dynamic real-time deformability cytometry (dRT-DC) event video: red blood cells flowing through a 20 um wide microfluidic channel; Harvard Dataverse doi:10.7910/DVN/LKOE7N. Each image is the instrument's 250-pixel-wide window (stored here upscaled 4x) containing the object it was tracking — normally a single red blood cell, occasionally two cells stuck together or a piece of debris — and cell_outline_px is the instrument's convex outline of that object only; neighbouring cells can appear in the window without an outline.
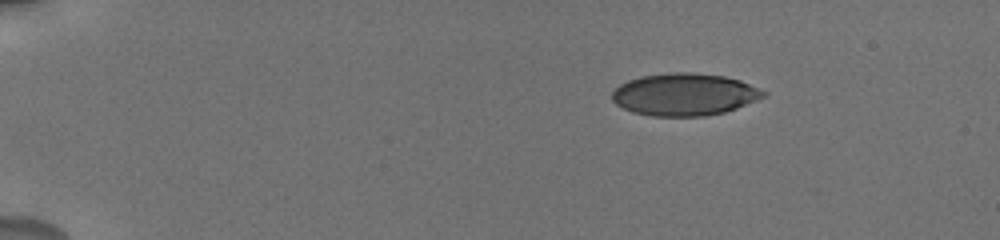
{"species": "human", "species_latin": "Homo sapiens", "temperature_condition": "cold", "stored_images_in_passage": 37, "camera_frame_rate_fps": 3000, "um_per_image_px": 0.085, "donor": {"sex": "male"}, "frame": {"image": 1, "passage_image": 1, "time_ms": 0.0, "image_size_px": [1000, 240], "cell_outline_px": [[768, 96], [736, 108], [724, 112], [704, 116], [652, 116], [632, 112], [616, 104], [612, 100], [612, 92], [620, 84], [628, 80], [640, 76], [672, 72], [692, 72], [724, 76], [740, 80], [760, 88], [768, 92]], "centroid_in_image_um": [58.2, 8.02], "position_along_channel_um": 26.8, "area_um2": 37.51}}
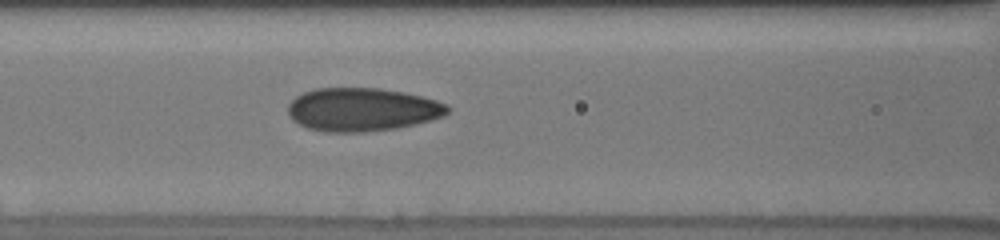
{"frame": {"image": 2, "passage_image": 28, "time_ms": 5.667, "image_size_px": [1000, 240], "cell_outline_px": [[452, 108], [444, 116], [416, 124], [396, 128], [364, 132], [324, 132], [308, 128], [292, 120], [288, 112], [288, 104], [296, 96], [304, 92], [316, 88], [380, 88], [404, 92], [436, 100], [448, 104]], "centroid_in_image_um": [30.8, 9.31], "position_along_channel_um": 135.8, "area_um2": 40.46}}
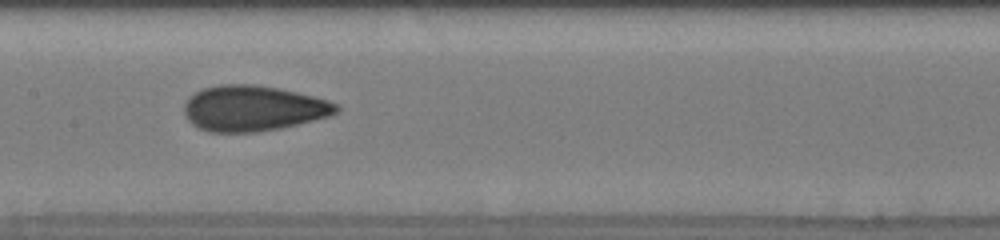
{"frame": {"image": 3, "passage_image": 36, "time_ms": 7.0, "image_size_px": [1000, 240], "cell_outline_px": [[340, 108], [336, 112], [328, 116], [280, 128], [256, 132], [212, 132], [200, 128], [192, 124], [184, 116], [184, 104], [188, 96], [204, 88], [220, 84], [252, 84], [276, 88], [296, 92], [328, 100], [340, 104]], "centroid_in_image_um": [21.48, 9.2], "position_along_channel_um": 185.9, "area_um2": 40.23}}